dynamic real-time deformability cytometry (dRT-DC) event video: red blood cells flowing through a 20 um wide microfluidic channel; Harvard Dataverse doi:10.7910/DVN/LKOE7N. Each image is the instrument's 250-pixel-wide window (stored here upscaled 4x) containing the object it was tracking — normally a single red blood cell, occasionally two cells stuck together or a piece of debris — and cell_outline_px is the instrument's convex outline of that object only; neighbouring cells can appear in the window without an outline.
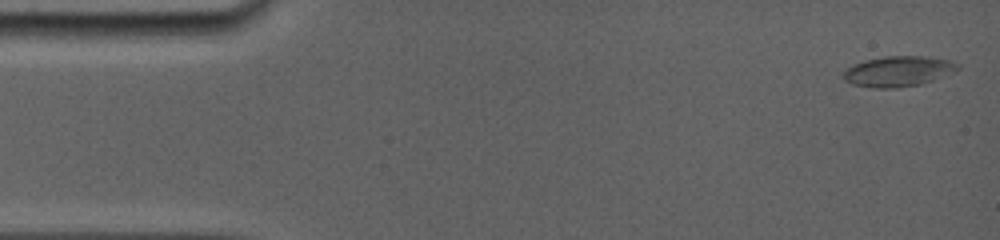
{"species": "common noctule bat (a hibernating species)", "species_latin": "Nyctalus noctula", "temperature_condition": "room temperature", "stored_images_in_passage": 11, "camera_frame_rate_fps": 5000, "um_per_image_px": 0.085, "animal": {"sex": "female", "body_mass_g": 19.0, "forearm_length_mm": 56.7}, "frame": {"image": 1, "passage_image": 1, "time_ms": 0.0, "image_size_px": [1000, 240], "cell_outline_px": [[960, 68], [932, 80], [920, 84], [896, 88], [872, 88], [852, 84], [844, 80], [844, 68], [852, 64], [864, 60], [888, 56], [924, 56], [948, 60], [960, 64]], "centroid_in_image_um": [76.29, 6.06], "position_along_channel_um": 8.7, "area_um2": 20.17}}
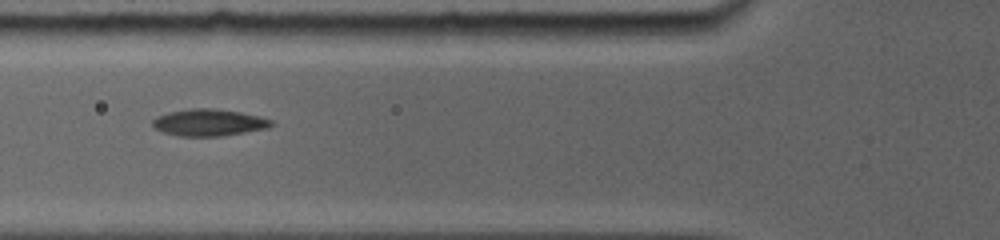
{"frame": {"image": 2, "passage_image": 8, "time_ms": 5.6, "image_size_px": [1000, 240], "cell_outline_px": [[276, 124], [268, 128], [220, 136], [176, 136], [164, 132], [156, 128], [152, 124], [152, 120], [156, 116], [168, 112], [192, 108], [212, 108], [240, 112], [260, 116], [272, 120]], "centroid_in_image_um": [17.77, 10.41], "position_along_channel_um": 108.0, "area_um2": 18.61}}
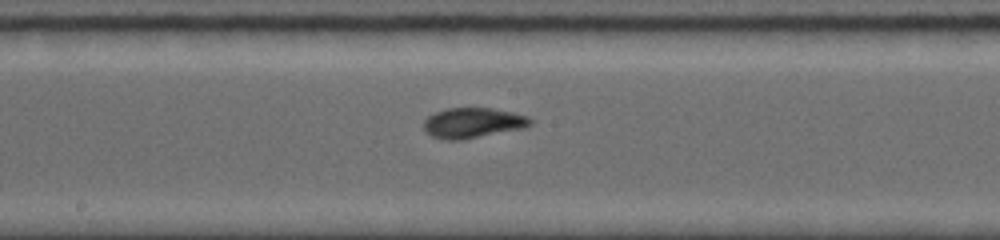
{"frame": {"image": 3, "passage_image": 11, "time_ms": 8.2, "image_size_px": [1000, 240], "cell_outline_px": [[532, 124], [524, 128], [460, 140], [448, 140], [432, 136], [424, 132], [424, 120], [428, 116], [436, 112], [448, 108], [492, 108], [512, 112], [528, 116], [532, 120]], "centroid_in_image_um": [40.19, 10.44], "position_along_channel_um": 208.0, "area_um2": 18.73}}